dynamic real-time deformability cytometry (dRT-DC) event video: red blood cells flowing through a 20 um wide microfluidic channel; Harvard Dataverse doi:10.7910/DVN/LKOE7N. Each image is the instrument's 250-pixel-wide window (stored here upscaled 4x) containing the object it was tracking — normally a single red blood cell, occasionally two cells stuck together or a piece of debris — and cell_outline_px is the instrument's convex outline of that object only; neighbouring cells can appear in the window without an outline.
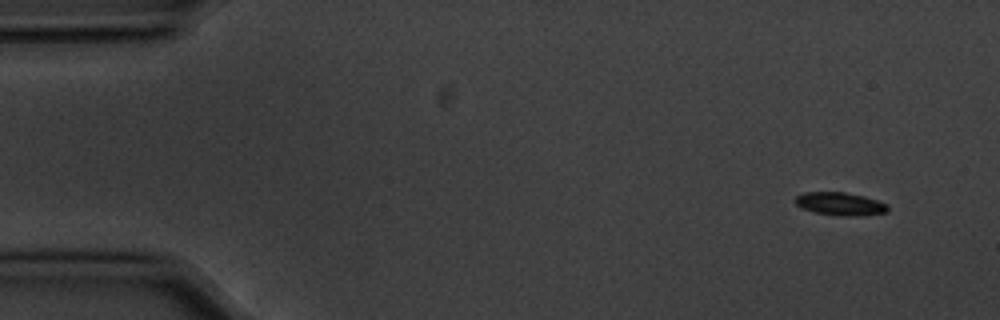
{"species": "common noctule bat (a hibernating species)", "species_latin": "Nyctalus noctula", "temperature_condition": "cold", "stored_images_in_passage": 5, "camera_frame_rate_fps": 3000, "um_per_image_px": 0.085, "animal": {"sex": "male", "body_mass_g": 20.1, "forearm_length_mm": 53.5}, "frame": {"image": 1, "passage_image": 1, "time_ms": 0.0, "image_size_px": [1000, 320], "cell_outline_px": [[888, 208], [884, 212], [864, 216], [836, 216], [816, 212], [800, 208], [796, 204], [796, 196], [804, 192], [844, 192], [864, 196], [888, 204]], "centroid_in_image_um": [71.4, 17.33], "position_along_channel_um": 13.6, "area_um2": 12.43}}